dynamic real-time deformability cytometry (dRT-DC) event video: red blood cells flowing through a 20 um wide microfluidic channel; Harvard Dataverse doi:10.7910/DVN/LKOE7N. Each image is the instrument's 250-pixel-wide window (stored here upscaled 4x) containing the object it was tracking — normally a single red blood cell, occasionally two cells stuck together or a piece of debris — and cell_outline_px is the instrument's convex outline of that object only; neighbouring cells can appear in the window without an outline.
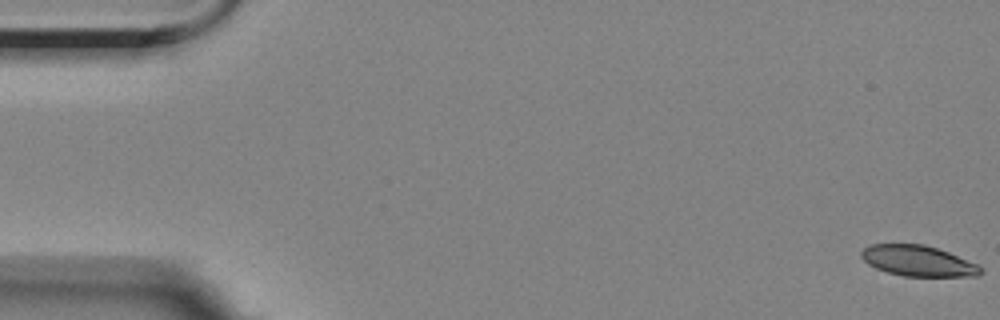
{"species": "Egyptian fruit bat (a non-hibernating species)", "species_latin": "Rousettus aegyptiacus", "temperature_condition": "room temperature", "stored_images_in_passage": 16, "camera_frame_rate_fps": 3000, "um_per_image_px": 0.085, "animal": {"sex": "female"}, "frame": {"image": 1, "passage_image": 1, "time_ms": 0.0, "image_size_px": [1000, 320], "cell_outline_px": [[984, 272], [976, 276], [904, 276], [888, 272], [876, 268], [868, 264], [860, 256], [860, 252], [868, 244], [924, 244], [948, 252], [976, 264], [984, 268]], "centroid_in_image_um": [78.02, 22.17], "position_along_channel_um": 7.0, "area_um2": 21.27}}
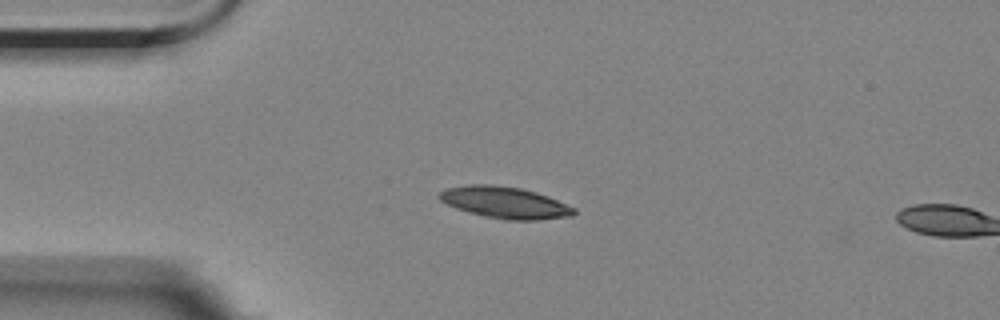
{"frame": {"image": 2, "passage_image": 14, "time_ms": 4.333, "image_size_px": [1000, 320], "cell_outline_px": [[576, 212], [572, 216], [540, 220], [504, 220], [484, 216], [468, 212], [456, 208], [440, 200], [436, 196], [440, 192], [448, 188], [468, 184], [492, 184], [520, 188], [536, 192], [548, 196], [576, 208]], "centroid_in_image_um": [42.93, 17.22], "position_along_channel_um": 42.1, "area_um2": 24.91}}